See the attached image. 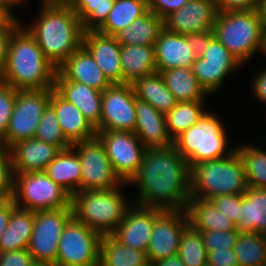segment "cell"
<instances>
[{
	"label": "cell",
	"mask_w": 266,
	"mask_h": 266,
	"mask_svg": "<svg viewBox=\"0 0 266 266\" xmlns=\"http://www.w3.org/2000/svg\"><path fill=\"white\" fill-rule=\"evenodd\" d=\"M191 169L174 145L145 149L137 174L129 183L139 184L136 205L160 210H185L190 195Z\"/></svg>",
	"instance_id": "cell-1"
},
{
	"label": "cell",
	"mask_w": 266,
	"mask_h": 266,
	"mask_svg": "<svg viewBox=\"0 0 266 266\" xmlns=\"http://www.w3.org/2000/svg\"><path fill=\"white\" fill-rule=\"evenodd\" d=\"M58 69L83 45V26L68 5H42L39 18L25 27Z\"/></svg>",
	"instance_id": "cell-2"
},
{
	"label": "cell",
	"mask_w": 266,
	"mask_h": 266,
	"mask_svg": "<svg viewBox=\"0 0 266 266\" xmlns=\"http://www.w3.org/2000/svg\"><path fill=\"white\" fill-rule=\"evenodd\" d=\"M57 68L23 24L13 33L2 83L17 90L54 88Z\"/></svg>",
	"instance_id": "cell-3"
},
{
	"label": "cell",
	"mask_w": 266,
	"mask_h": 266,
	"mask_svg": "<svg viewBox=\"0 0 266 266\" xmlns=\"http://www.w3.org/2000/svg\"><path fill=\"white\" fill-rule=\"evenodd\" d=\"M247 188L244 165L236 149L229 156L203 161L191 168V197L212 199L226 194L239 195Z\"/></svg>",
	"instance_id": "cell-4"
},
{
	"label": "cell",
	"mask_w": 266,
	"mask_h": 266,
	"mask_svg": "<svg viewBox=\"0 0 266 266\" xmlns=\"http://www.w3.org/2000/svg\"><path fill=\"white\" fill-rule=\"evenodd\" d=\"M121 187L77 191L71 196L73 217L101 236L111 235L130 207Z\"/></svg>",
	"instance_id": "cell-5"
},
{
	"label": "cell",
	"mask_w": 266,
	"mask_h": 266,
	"mask_svg": "<svg viewBox=\"0 0 266 266\" xmlns=\"http://www.w3.org/2000/svg\"><path fill=\"white\" fill-rule=\"evenodd\" d=\"M213 31L242 65L262 50L264 25L256 9L218 12Z\"/></svg>",
	"instance_id": "cell-6"
},
{
	"label": "cell",
	"mask_w": 266,
	"mask_h": 266,
	"mask_svg": "<svg viewBox=\"0 0 266 266\" xmlns=\"http://www.w3.org/2000/svg\"><path fill=\"white\" fill-rule=\"evenodd\" d=\"M226 130L217 116L204 112L199 120L173 140V145L188 162L190 169L203 161L229 156Z\"/></svg>",
	"instance_id": "cell-7"
},
{
	"label": "cell",
	"mask_w": 266,
	"mask_h": 266,
	"mask_svg": "<svg viewBox=\"0 0 266 266\" xmlns=\"http://www.w3.org/2000/svg\"><path fill=\"white\" fill-rule=\"evenodd\" d=\"M10 198L16 207L34 212L71 207V195L44 171L13 173Z\"/></svg>",
	"instance_id": "cell-8"
},
{
	"label": "cell",
	"mask_w": 266,
	"mask_h": 266,
	"mask_svg": "<svg viewBox=\"0 0 266 266\" xmlns=\"http://www.w3.org/2000/svg\"><path fill=\"white\" fill-rule=\"evenodd\" d=\"M54 88L18 90L5 138L0 142L11 148L19 141L35 137L43 111Z\"/></svg>",
	"instance_id": "cell-9"
},
{
	"label": "cell",
	"mask_w": 266,
	"mask_h": 266,
	"mask_svg": "<svg viewBox=\"0 0 266 266\" xmlns=\"http://www.w3.org/2000/svg\"><path fill=\"white\" fill-rule=\"evenodd\" d=\"M101 235L72 217L58 244L56 266L99 265Z\"/></svg>",
	"instance_id": "cell-10"
},
{
	"label": "cell",
	"mask_w": 266,
	"mask_h": 266,
	"mask_svg": "<svg viewBox=\"0 0 266 266\" xmlns=\"http://www.w3.org/2000/svg\"><path fill=\"white\" fill-rule=\"evenodd\" d=\"M72 217V207L34 212L32 235L27 248L33 261L56 266L59 240Z\"/></svg>",
	"instance_id": "cell-11"
},
{
	"label": "cell",
	"mask_w": 266,
	"mask_h": 266,
	"mask_svg": "<svg viewBox=\"0 0 266 266\" xmlns=\"http://www.w3.org/2000/svg\"><path fill=\"white\" fill-rule=\"evenodd\" d=\"M81 162V191L107 190L123 183L115 174L105 148L95 137L72 144Z\"/></svg>",
	"instance_id": "cell-12"
},
{
	"label": "cell",
	"mask_w": 266,
	"mask_h": 266,
	"mask_svg": "<svg viewBox=\"0 0 266 266\" xmlns=\"http://www.w3.org/2000/svg\"><path fill=\"white\" fill-rule=\"evenodd\" d=\"M96 137L105 148L115 174L128 183L137 174L145 147L135 133L123 131H96Z\"/></svg>",
	"instance_id": "cell-13"
},
{
	"label": "cell",
	"mask_w": 266,
	"mask_h": 266,
	"mask_svg": "<svg viewBox=\"0 0 266 266\" xmlns=\"http://www.w3.org/2000/svg\"><path fill=\"white\" fill-rule=\"evenodd\" d=\"M136 94L132 84H112L102 92L101 122L96 131L134 133Z\"/></svg>",
	"instance_id": "cell-14"
},
{
	"label": "cell",
	"mask_w": 266,
	"mask_h": 266,
	"mask_svg": "<svg viewBox=\"0 0 266 266\" xmlns=\"http://www.w3.org/2000/svg\"><path fill=\"white\" fill-rule=\"evenodd\" d=\"M188 226L185 210H162L156 216L146 252L149 264L176 256L181 235Z\"/></svg>",
	"instance_id": "cell-15"
},
{
	"label": "cell",
	"mask_w": 266,
	"mask_h": 266,
	"mask_svg": "<svg viewBox=\"0 0 266 266\" xmlns=\"http://www.w3.org/2000/svg\"><path fill=\"white\" fill-rule=\"evenodd\" d=\"M242 64L215 37L208 49L192 64V72L209 94L222 86L225 77Z\"/></svg>",
	"instance_id": "cell-16"
},
{
	"label": "cell",
	"mask_w": 266,
	"mask_h": 266,
	"mask_svg": "<svg viewBox=\"0 0 266 266\" xmlns=\"http://www.w3.org/2000/svg\"><path fill=\"white\" fill-rule=\"evenodd\" d=\"M218 15L213 0H191L163 19L164 28L172 33L190 35L199 31L213 30Z\"/></svg>",
	"instance_id": "cell-17"
},
{
	"label": "cell",
	"mask_w": 266,
	"mask_h": 266,
	"mask_svg": "<svg viewBox=\"0 0 266 266\" xmlns=\"http://www.w3.org/2000/svg\"><path fill=\"white\" fill-rule=\"evenodd\" d=\"M133 206L126 210L123 220L111 235L120 243L146 253L156 216L162 210Z\"/></svg>",
	"instance_id": "cell-18"
},
{
	"label": "cell",
	"mask_w": 266,
	"mask_h": 266,
	"mask_svg": "<svg viewBox=\"0 0 266 266\" xmlns=\"http://www.w3.org/2000/svg\"><path fill=\"white\" fill-rule=\"evenodd\" d=\"M83 46L93 56L111 84H123L120 60L121 44L114 36L105 35L98 31H86L83 34Z\"/></svg>",
	"instance_id": "cell-19"
},
{
	"label": "cell",
	"mask_w": 266,
	"mask_h": 266,
	"mask_svg": "<svg viewBox=\"0 0 266 266\" xmlns=\"http://www.w3.org/2000/svg\"><path fill=\"white\" fill-rule=\"evenodd\" d=\"M54 89L75 105L84 117L96 128L101 122L102 92L86 84L67 80L58 70Z\"/></svg>",
	"instance_id": "cell-20"
},
{
	"label": "cell",
	"mask_w": 266,
	"mask_h": 266,
	"mask_svg": "<svg viewBox=\"0 0 266 266\" xmlns=\"http://www.w3.org/2000/svg\"><path fill=\"white\" fill-rule=\"evenodd\" d=\"M136 127L134 133L146 149L173 145L166 128L165 114L136 97Z\"/></svg>",
	"instance_id": "cell-21"
},
{
	"label": "cell",
	"mask_w": 266,
	"mask_h": 266,
	"mask_svg": "<svg viewBox=\"0 0 266 266\" xmlns=\"http://www.w3.org/2000/svg\"><path fill=\"white\" fill-rule=\"evenodd\" d=\"M12 173L44 171L60 149L45 141L31 138L10 148Z\"/></svg>",
	"instance_id": "cell-22"
},
{
	"label": "cell",
	"mask_w": 266,
	"mask_h": 266,
	"mask_svg": "<svg viewBox=\"0 0 266 266\" xmlns=\"http://www.w3.org/2000/svg\"><path fill=\"white\" fill-rule=\"evenodd\" d=\"M49 106L54 110L65 138L74 144L96 137V130L82 112L64 99L55 89L51 92Z\"/></svg>",
	"instance_id": "cell-23"
},
{
	"label": "cell",
	"mask_w": 266,
	"mask_h": 266,
	"mask_svg": "<svg viewBox=\"0 0 266 266\" xmlns=\"http://www.w3.org/2000/svg\"><path fill=\"white\" fill-rule=\"evenodd\" d=\"M154 46L157 72L177 67L191 68L197 58L186 35L172 33L165 28L160 31Z\"/></svg>",
	"instance_id": "cell-24"
},
{
	"label": "cell",
	"mask_w": 266,
	"mask_h": 266,
	"mask_svg": "<svg viewBox=\"0 0 266 266\" xmlns=\"http://www.w3.org/2000/svg\"><path fill=\"white\" fill-rule=\"evenodd\" d=\"M67 80L86 84L103 92L108 81L90 52L82 45L58 69Z\"/></svg>",
	"instance_id": "cell-25"
},
{
	"label": "cell",
	"mask_w": 266,
	"mask_h": 266,
	"mask_svg": "<svg viewBox=\"0 0 266 266\" xmlns=\"http://www.w3.org/2000/svg\"><path fill=\"white\" fill-rule=\"evenodd\" d=\"M185 211L189 226L195 231L238 230L236 224L221 213L211 199L191 197Z\"/></svg>",
	"instance_id": "cell-26"
},
{
	"label": "cell",
	"mask_w": 266,
	"mask_h": 266,
	"mask_svg": "<svg viewBox=\"0 0 266 266\" xmlns=\"http://www.w3.org/2000/svg\"><path fill=\"white\" fill-rule=\"evenodd\" d=\"M44 172L71 196L77 191H81V162L72 146L61 149Z\"/></svg>",
	"instance_id": "cell-27"
},
{
	"label": "cell",
	"mask_w": 266,
	"mask_h": 266,
	"mask_svg": "<svg viewBox=\"0 0 266 266\" xmlns=\"http://www.w3.org/2000/svg\"><path fill=\"white\" fill-rule=\"evenodd\" d=\"M120 60L123 84H133L137 79L157 72L155 46L121 45Z\"/></svg>",
	"instance_id": "cell-28"
},
{
	"label": "cell",
	"mask_w": 266,
	"mask_h": 266,
	"mask_svg": "<svg viewBox=\"0 0 266 266\" xmlns=\"http://www.w3.org/2000/svg\"><path fill=\"white\" fill-rule=\"evenodd\" d=\"M240 232L266 234V189L249 187L241 194Z\"/></svg>",
	"instance_id": "cell-29"
},
{
	"label": "cell",
	"mask_w": 266,
	"mask_h": 266,
	"mask_svg": "<svg viewBox=\"0 0 266 266\" xmlns=\"http://www.w3.org/2000/svg\"><path fill=\"white\" fill-rule=\"evenodd\" d=\"M164 28L163 19L148 10L133 20L131 25L114 35L121 45L154 46L160 31Z\"/></svg>",
	"instance_id": "cell-30"
},
{
	"label": "cell",
	"mask_w": 266,
	"mask_h": 266,
	"mask_svg": "<svg viewBox=\"0 0 266 266\" xmlns=\"http://www.w3.org/2000/svg\"><path fill=\"white\" fill-rule=\"evenodd\" d=\"M167 89L177 102L203 101L209 95L201 86L191 68L177 67L160 72Z\"/></svg>",
	"instance_id": "cell-31"
},
{
	"label": "cell",
	"mask_w": 266,
	"mask_h": 266,
	"mask_svg": "<svg viewBox=\"0 0 266 266\" xmlns=\"http://www.w3.org/2000/svg\"><path fill=\"white\" fill-rule=\"evenodd\" d=\"M132 85L136 97L151 104L158 112L167 114L177 104L160 72L139 78Z\"/></svg>",
	"instance_id": "cell-32"
},
{
	"label": "cell",
	"mask_w": 266,
	"mask_h": 266,
	"mask_svg": "<svg viewBox=\"0 0 266 266\" xmlns=\"http://www.w3.org/2000/svg\"><path fill=\"white\" fill-rule=\"evenodd\" d=\"M34 211L15 207L1 236L0 252L27 249L32 235Z\"/></svg>",
	"instance_id": "cell-33"
},
{
	"label": "cell",
	"mask_w": 266,
	"mask_h": 266,
	"mask_svg": "<svg viewBox=\"0 0 266 266\" xmlns=\"http://www.w3.org/2000/svg\"><path fill=\"white\" fill-rule=\"evenodd\" d=\"M99 266H150L145 252L126 246L112 235L101 237Z\"/></svg>",
	"instance_id": "cell-34"
},
{
	"label": "cell",
	"mask_w": 266,
	"mask_h": 266,
	"mask_svg": "<svg viewBox=\"0 0 266 266\" xmlns=\"http://www.w3.org/2000/svg\"><path fill=\"white\" fill-rule=\"evenodd\" d=\"M149 10L147 0H115L104 24L98 32L114 36L124 28H127L133 20L144 15Z\"/></svg>",
	"instance_id": "cell-35"
},
{
	"label": "cell",
	"mask_w": 266,
	"mask_h": 266,
	"mask_svg": "<svg viewBox=\"0 0 266 266\" xmlns=\"http://www.w3.org/2000/svg\"><path fill=\"white\" fill-rule=\"evenodd\" d=\"M203 105V101L177 102L176 106L165 114L166 128L172 140L199 120L205 112Z\"/></svg>",
	"instance_id": "cell-36"
},
{
	"label": "cell",
	"mask_w": 266,
	"mask_h": 266,
	"mask_svg": "<svg viewBox=\"0 0 266 266\" xmlns=\"http://www.w3.org/2000/svg\"><path fill=\"white\" fill-rule=\"evenodd\" d=\"M115 0H72L68 5L82 22L83 31H97L106 21Z\"/></svg>",
	"instance_id": "cell-37"
},
{
	"label": "cell",
	"mask_w": 266,
	"mask_h": 266,
	"mask_svg": "<svg viewBox=\"0 0 266 266\" xmlns=\"http://www.w3.org/2000/svg\"><path fill=\"white\" fill-rule=\"evenodd\" d=\"M234 252L239 266H261L266 262V234L240 232Z\"/></svg>",
	"instance_id": "cell-38"
},
{
	"label": "cell",
	"mask_w": 266,
	"mask_h": 266,
	"mask_svg": "<svg viewBox=\"0 0 266 266\" xmlns=\"http://www.w3.org/2000/svg\"><path fill=\"white\" fill-rule=\"evenodd\" d=\"M235 149L242 159L247 185L266 189V150L250 144Z\"/></svg>",
	"instance_id": "cell-39"
},
{
	"label": "cell",
	"mask_w": 266,
	"mask_h": 266,
	"mask_svg": "<svg viewBox=\"0 0 266 266\" xmlns=\"http://www.w3.org/2000/svg\"><path fill=\"white\" fill-rule=\"evenodd\" d=\"M177 255L185 266H207V252L201 232L188 226L181 235Z\"/></svg>",
	"instance_id": "cell-40"
},
{
	"label": "cell",
	"mask_w": 266,
	"mask_h": 266,
	"mask_svg": "<svg viewBox=\"0 0 266 266\" xmlns=\"http://www.w3.org/2000/svg\"><path fill=\"white\" fill-rule=\"evenodd\" d=\"M38 140L57 146L60 150L72 146L62 133L54 110L48 105L43 111L35 137Z\"/></svg>",
	"instance_id": "cell-41"
},
{
	"label": "cell",
	"mask_w": 266,
	"mask_h": 266,
	"mask_svg": "<svg viewBox=\"0 0 266 266\" xmlns=\"http://www.w3.org/2000/svg\"><path fill=\"white\" fill-rule=\"evenodd\" d=\"M239 230L201 232L207 254L216 250L234 249Z\"/></svg>",
	"instance_id": "cell-42"
},
{
	"label": "cell",
	"mask_w": 266,
	"mask_h": 266,
	"mask_svg": "<svg viewBox=\"0 0 266 266\" xmlns=\"http://www.w3.org/2000/svg\"><path fill=\"white\" fill-rule=\"evenodd\" d=\"M17 91L12 86L0 84V142L6 136Z\"/></svg>",
	"instance_id": "cell-43"
},
{
	"label": "cell",
	"mask_w": 266,
	"mask_h": 266,
	"mask_svg": "<svg viewBox=\"0 0 266 266\" xmlns=\"http://www.w3.org/2000/svg\"><path fill=\"white\" fill-rule=\"evenodd\" d=\"M12 182L11 151L0 143V200L11 197Z\"/></svg>",
	"instance_id": "cell-44"
},
{
	"label": "cell",
	"mask_w": 266,
	"mask_h": 266,
	"mask_svg": "<svg viewBox=\"0 0 266 266\" xmlns=\"http://www.w3.org/2000/svg\"><path fill=\"white\" fill-rule=\"evenodd\" d=\"M17 19V17L7 18L0 24V79H2L7 64L10 39L13 33L22 25Z\"/></svg>",
	"instance_id": "cell-45"
},
{
	"label": "cell",
	"mask_w": 266,
	"mask_h": 266,
	"mask_svg": "<svg viewBox=\"0 0 266 266\" xmlns=\"http://www.w3.org/2000/svg\"><path fill=\"white\" fill-rule=\"evenodd\" d=\"M212 202L221 213L232 220L236 226L240 223L241 194L220 195L213 197Z\"/></svg>",
	"instance_id": "cell-46"
},
{
	"label": "cell",
	"mask_w": 266,
	"mask_h": 266,
	"mask_svg": "<svg viewBox=\"0 0 266 266\" xmlns=\"http://www.w3.org/2000/svg\"><path fill=\"white\" fill-rule=\"evenodd\" d=\"M187 38L192 52L198 58L208 49L210 42L215 38V34L213 30L199 31L187 35Z\"/></svg>",
	"instance_id": "cell-47"
},
{
	"label": "cell",
	"mask_w": 266,
	"mask_h": 266,
	"mask_svg": "<svg viewBox=\"0 0 266 266\" xmlns=\"http://www.w3.org/2000/svg\"><path fill=\"white\" fill-rule=\"evenodd\" d=\"M149 10L164 19L171 12L177 11L188 3V0H147Z\"/></svg>",
	"instance_id": "cell-48"
},
{
	"label": "cell",
	"mask_w": 266,
	"mask_h": 266,
	"mask_svg": "<svg viewBox=\"0 0 266 266\" xmlns=\"http://www.w3.org/2000/svg\"><path fill=\"white\" fill-rule=\"evenodd\" d=\"M32 262L28 249L0 252V266H29Z\"/></svg>",
	"instance_id": "cell-49"
},
{
	"label": "cell",
	"mask_w": 266,
	"mask_h": 266,
	"mask_svg": "<svg viewBox=\"0 0 266 266\" xmlns=\"http://www.w3.org/2000/svg\"><path fill=\"white\" fill-rule=\"evenodd\" d=\"M207 266H239V264L234 249H229L209 252Z\"/></svg>",
	"instance_id": "cell-50"
},
{
	"label": "cell",
	"mask_w": 266,
	"mask_h": 266,
	"mask_svg": "<svg viewBox=\"0 0 266 266\" xmlns=\"http://www.w3.org/2000/svg\"><path fill=\"white\" fill-rule=\"evenodd\" d=\"M218 12L256 9L258 0H213Z\"/></svg>",
	"instance_id": "cell-51"
},
{
	"label": "cell",
	"mask_w": 266,
	"mask_h": 266,
	"mask_svg": "<svg viewBox=\"0 0 266 266\" xmlns=\"http://www.w3.org/2000/svg\"><path fill=\"white\" fill-rule=\"evenodd\" d=\"M16 207L14 201L11 198H7L5 200H0V241L1 236L4 234L11 214L12 210Z\"/></svg>",
	"instance_id": "cell-52"
},
{
	"label": "cell",
	"mask_w": 266,
	"mask_h": 266,
	"mask_svg": "<svg viewBox=\"0 0 266 266\" xmlns=\"http://www.w3.org/2000/svg\"><path fill=\"white\" fill-rule=\"evenodd\" d=\"M256 76L253 78L252 90L254 92L255 99L258 98L259 101L266 104V70L263 69L257 72Z\"/></svg>",
	"instance_id": "cell-53"
},
{
	"label": "cell",
	"mask_w": 266,
	"mask_h": 266,
	"mask_svg": "<svg viewBox=\"0 0 266 266\" xmlns=\"http://www.w3.org/2000/svg\"><path fill=\"white\" fill-rule=\"evenodd\" d=\"M25 0H0V10L8 17L15 18L12 12L14 6L22 4Z\"/></svg>",
	"instance_id": "cell-54"
},
{
	"label": "cell",
	"mask_w": 266,
	"mask_h": 266,
	"mask_svg": "<svg viewBox=\"0 0 266 266\" xmlns=\"http://www.w3.org/2000/svg\"><path fill=\"white\" fill-rule=\"evenodd\" d=\"M150 266H185L178 255L153 262Z\"/></svg>",
	"instance_id": "cell-55"
},
{
	"label": "cell",
	"mask_w": 266,
	"mask_h": 266,
	"mask_svg": "<svg viewBox=\"0 0 266 266\" xmlns=\"http://www.w3.org/2000/svg\"><path fill=\"white\" fill-rule=\"evenodd\" d=\"M256 10L263 22V25L266 26V0H258Z\"/></svg>",
	"instance_id": "cell-56"
},
{
	"label": "cell",
	"mask_w": 266,
	"mask_h": 266,
	"mask_svg": "<svg viewBox=\"0 0 266 266\" xmlns=\"http://www.w3.org/2000/svg\"><path fill=\"white\" fill-rule=\"evenodd\" d=\"M72 0H43L45 5H69Z\"/></svg>",
	"instance_id": "cell-57"
},
{
	"label": "cell",
	"mask_w": 266,
	"mask_h": 266,
	"mask_svg": "<svg viewBox=\"0 0 266 266\" xmlns=\"http://www.w3.org/2000/svg\"><path fill=\"white\" fill-rule=\"evenodd\" d=\"M265 54L266 56V26H264V32H263V40H262V50L261 54Z\"/></svg>",
	"instance_id": "cell-58"
},
{
	"label": "cell",
	"mask_w": 266,
	"mask_h": 266,
	"mask_svg": "<svg viewBox=\"0 0 266 266\" xmlns=\"http://www.w3.org/2000/svg\"><path fill=\"white\" fill-rule=\"evenodd\" d=\"M29 266H55V265L48 262L33 261Z\"/></svg>",
	"instance_id": "cell-59"
},
{
	"label": "cell",
	"mask_w": 266,
	"mask_h": 266,
	"mask_svg": "<svg viewBox=\"0 0 266 266\" xmlns=\"http://www.w3.org/2000/svg\"><path fill=\"white\" fill-rule=\"evenodd\" d=\"M8 17L0 10V24H2Z\"/></svg>",
	"instance_id": "cell-60"
}]
</instances>
